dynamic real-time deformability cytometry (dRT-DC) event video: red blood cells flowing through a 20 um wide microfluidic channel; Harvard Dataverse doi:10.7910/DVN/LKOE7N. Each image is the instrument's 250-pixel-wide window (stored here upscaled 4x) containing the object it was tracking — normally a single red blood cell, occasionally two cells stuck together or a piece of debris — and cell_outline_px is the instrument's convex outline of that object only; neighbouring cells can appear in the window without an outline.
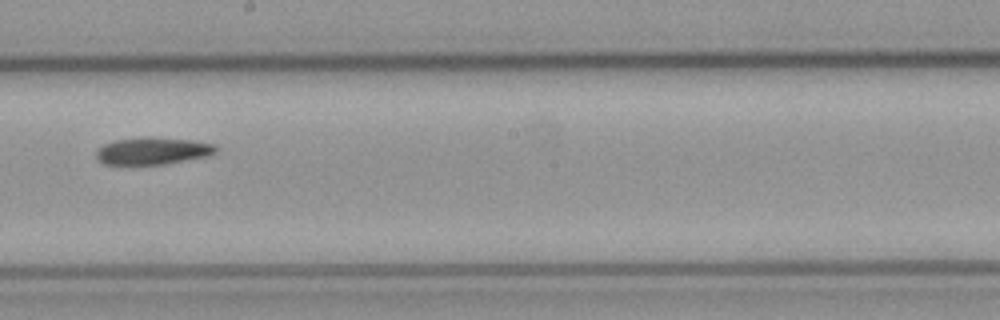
{"species": "common noctule bat (a hibernating species)", "species_latin": "Nyctalus noctula", "temperature_condition": "cold", "stored_images_in_passage": 7, "camera_frame_rate_fps": 3000, "um_per_image_px": 0.085, "animal": {"sex": "male", "body_mass_g": 23.1, "forearm_length_mm": 52.7}, "frame": {"image": 1, "passage_image": 7, "time_ms": 9.333, "image_size_px": [1000, 320], "cell_outline_px": [[216, 152], [208, 156], [164, 164], [104, 164], [96, 156], [96, 148], [104, 144], [116, 140], [144, 136], [148, 136], [192, 140], [212, 144], [216, 148]], "centroid_in_image_um": [12.95, 12.81], "position_along_channel_um": 235.2, "area_um2": 18.9}}